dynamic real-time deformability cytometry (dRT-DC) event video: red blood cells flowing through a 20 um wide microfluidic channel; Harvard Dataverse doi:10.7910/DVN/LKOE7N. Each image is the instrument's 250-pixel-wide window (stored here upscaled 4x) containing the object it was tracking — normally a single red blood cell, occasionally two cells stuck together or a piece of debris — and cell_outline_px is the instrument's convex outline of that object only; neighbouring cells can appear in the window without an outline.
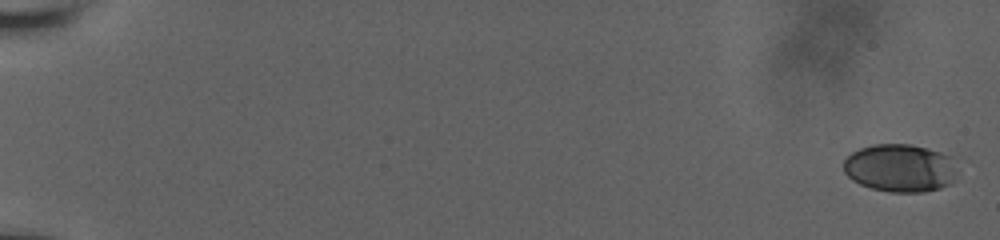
{"species": "human", "species_latin": "Homo sapiens", "temperature_condition": "room temperature", "stored_images_in_passage": 62, "camera_frame_rate_fps": 3000, "um_per_image_px": 0.085, "donor": {"sex": "male"}, "frame": {"image": 1, "passage_image": 1, "time_ms": 0.0, "image_size_px": [1000, 240], "cell_outline_px": [[952, 184], [940, 188], [924, 192], [888, 192], [872, 188], [860, 184], [852, 180], [844, 172], [844, 160], [852, 152], [860, 148], [872, 144], [912, 144], [928, 148], [940, 152], [948, 156], [952, 172]], "centroid_in_image_um": [76.42, 14.28], "position_along_channel_um": 8.6, "area_um2": 31.33}}
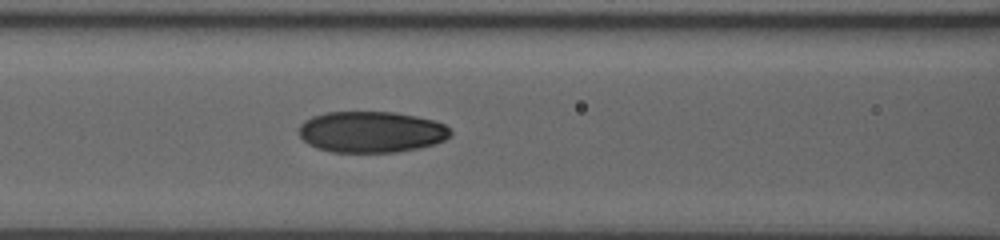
{"frame": {"image": 2, "passage_image": 51, "time_ms": 9.0, "image_size_px": [1000, 240], "cell_outline_px": [[452, 132], [444, 140], [432, 144], [416, 148], [396, 152], [332, 152], [316, 148], [308, 144], [300, 136], [300, 124], [304, 120], [312, 116], [324, 112], [396, 112], [416, 116], [432, 120], [444, 124]], "centroid_in_image_um": [31.52, 11.21], "position_along_channel_um": 135.1, "area_um2": 36.3}}
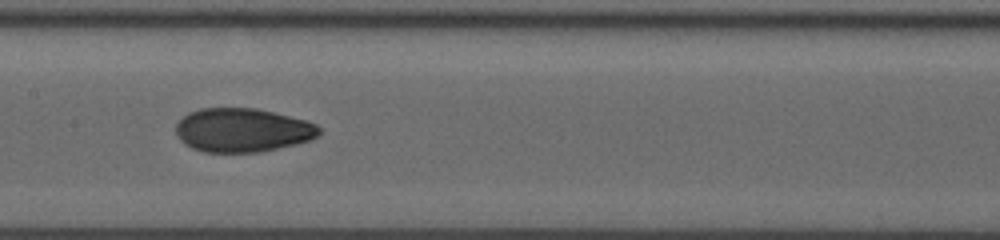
{"frame": {"image": 3, "passage_image": 61, "time_ms": 10.333, "image_size_px": [1000, 240], "cell_outline_px": [[320, 132], [316, 136], [308, 140], [296, 144], [256, 152], [204, 152], [192, 148], [184, 144], [180, 140], [176, 132], [176, 124], [188, 112], [200, 108], [256, 108], [304, 120], [316, 124], [320, 128]], "centroid_in_image_um": [20.56, 11.06], "position_along_channel_um": 186.8, "area_um2": 36.3}}